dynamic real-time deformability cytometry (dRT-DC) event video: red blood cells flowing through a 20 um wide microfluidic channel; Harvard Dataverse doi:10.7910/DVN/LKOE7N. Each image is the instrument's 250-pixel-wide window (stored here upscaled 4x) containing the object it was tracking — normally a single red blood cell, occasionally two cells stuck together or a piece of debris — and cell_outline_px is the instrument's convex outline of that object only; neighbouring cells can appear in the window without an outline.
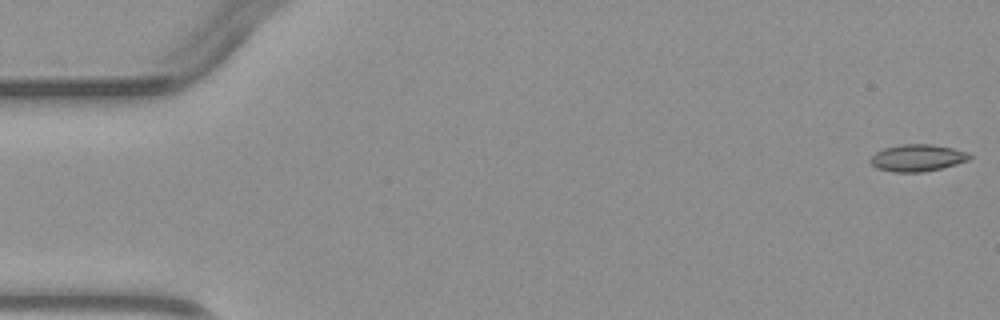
{"species": "common noctule bat (a hibernating species)", "species_latin": "Nyctalus noctula", "temperature_condition": "warm", "stored_images_in_passage": 6, "camera_frame_rate_fps": 3000, "um_per_image_px": 0.085, "animal": {"sex": "male", "body_mass_g": 23.1, "forearm_length_mm": 52.7}, "frame": {"image": 1, "passage_image": 1, "time_ms": 0.0, "image_size_px": [1000, 320], "cell_outline_px": [[972, 156], [968, 160], [956, 164], [940, 168], [920, 172], [892, 172], [876, 168], [868, 160], [876, 152], [884, 148], [900, 144], [932, 144], [952, 148], [968, 152]], "centroid_in_image_um": [77.95, 13.41], "position_along_channel_um": 7.0, "area_um2": 15.55}}
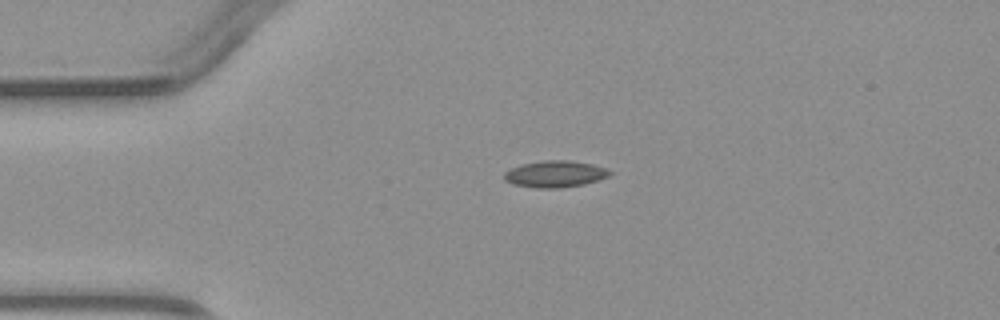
{"frame": {"image": 2, "passage_image": 4, "time_ms": 3.333, "image_size_px": [1000, 320], "cell_outline_px": [[612, 172], [608, 176], [600, 180], [584, 184], [560, 188], [536, 188], [512, 184], [504, 180], [504, 172], [520, 164], [544, 160], [568, 160], [592, 164], [608, 168]], "centroid_in_image_um": [47.19, 14.79], "position_along_channel_um": 37.8, "area_um2": 16.53}}
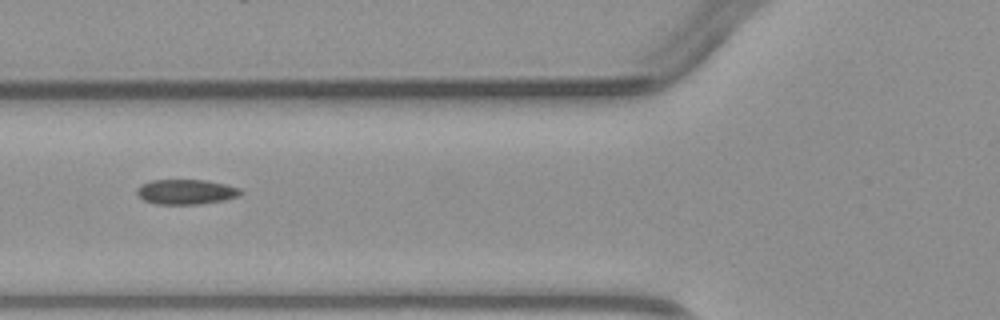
{"frame": {"image": 3, "passage_image": 6, "time_ms": 5.667, "image_size_px": [1000, 320], "cell_outline_px": [[244, 192], [240, 196], [224, 200], [200, 204], [156, 204], [144, 200], [136, 192], [136, 188], [140, 184], [152, 180], [204, 180], [224, 184], [240, 188]], "centroid_in_image_um": [15.82, 16.31], "position_along_channel_um": 110.0, "area_um2": 15.14}}